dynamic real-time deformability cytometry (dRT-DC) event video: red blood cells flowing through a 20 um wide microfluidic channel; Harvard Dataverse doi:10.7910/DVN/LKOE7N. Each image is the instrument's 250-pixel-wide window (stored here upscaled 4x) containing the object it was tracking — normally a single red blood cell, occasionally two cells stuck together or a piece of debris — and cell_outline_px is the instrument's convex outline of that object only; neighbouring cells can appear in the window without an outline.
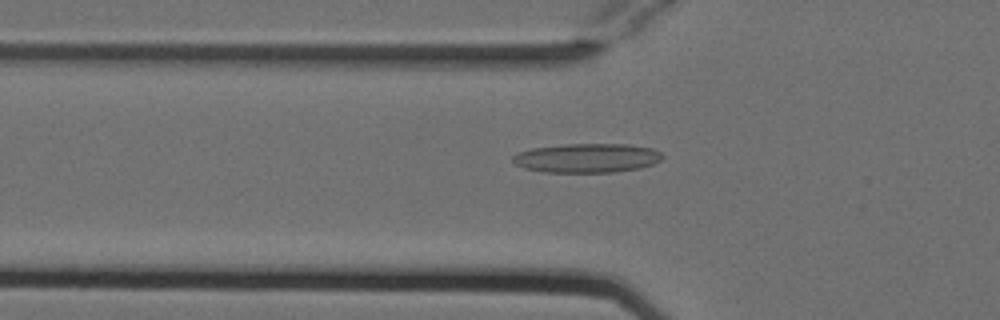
{"species": "Egyptian fruit bat (a non-hibernating species)", "species_latin": "Rousettus aegyptiacus", "temperature_condition": "cold", "stored_images_in_passage": 53, "camera_frame_rate_fps": 3000, "um_per_image_px": 0.085, "animal": {"sex": "female"}, "frame": {"image": 1, "passage_image": 18, "time_ms": 5.667, "image_size_px": [1000, 320], "cell_outline_px": [[664, 156], [660, 160], [652, 164], [640, 168], [616, 172], [544, 172], [524, 168], [516, 164], [512, 160], [512, 156], [520, 152], [532, 148], [564, 144], [624, 144], [652, 148], [660, 152]], "centroid_in_image_um": [49.89, 13.43], "position_along_channel_um": 75.9, "area_um2": 25.37}}
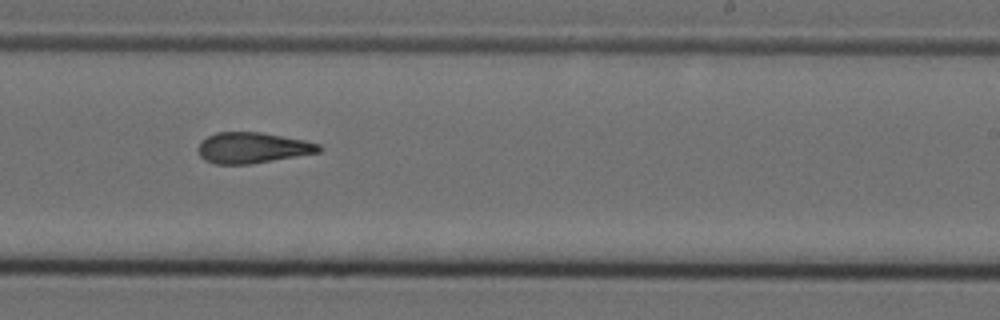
{"frame": {"image": 2, "passage_image": 33, "time_ms": 10.667, "image_size_px": [1000, 320], "cell_outline_px": [[324, 148], [320, 152], [248, 164], [216, 164], [204, 160], [200, 156], [196, 148], [200, 140], [216, 132], [260, 132], [304, 140], [320, 144]], "centroid_in_image_um": [21.42, 12.55], "position_along_channel_um": 267.6, "area_um2": 21.73}}
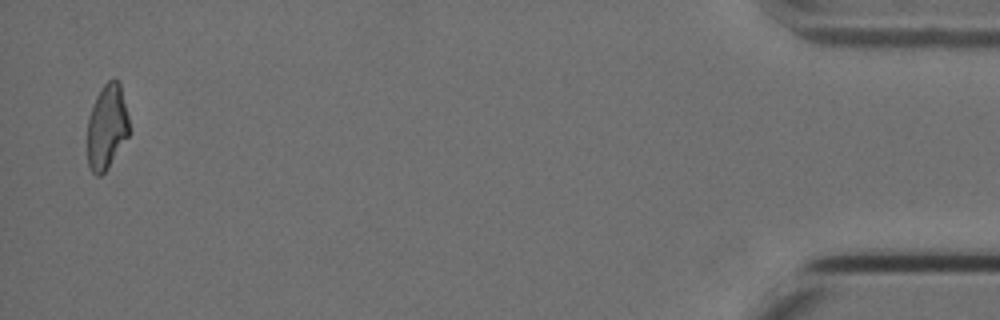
{"frame": {"image": 3, "passage_image": 52, "time_ms": 17.0, "image_size_px": [1000, 320], "cell_outline_px": [[128, 136], [108, 168], [100, 176], [96, 176], [92, 172], [88, 164], [88, 116], [96, 96], [100, 88], [112, 76], [116, 76], [120, 80], [128, 116]], "centroid_in_image_um": [9.08, 10.72], "position_along_channel_um": 426.1, "area_um2": 20.87}, "authors_computed_cell_mechanics": {"area_um2": 22.1374, "velocity_mm_per_s": 3.82, "shape_relaxation_time_tau1_ms": null, "shape_relaxation_time_tau2_ms": 3.181, "deformation_change_tau1": null, "deformation_change_tau2": 0.1332}}